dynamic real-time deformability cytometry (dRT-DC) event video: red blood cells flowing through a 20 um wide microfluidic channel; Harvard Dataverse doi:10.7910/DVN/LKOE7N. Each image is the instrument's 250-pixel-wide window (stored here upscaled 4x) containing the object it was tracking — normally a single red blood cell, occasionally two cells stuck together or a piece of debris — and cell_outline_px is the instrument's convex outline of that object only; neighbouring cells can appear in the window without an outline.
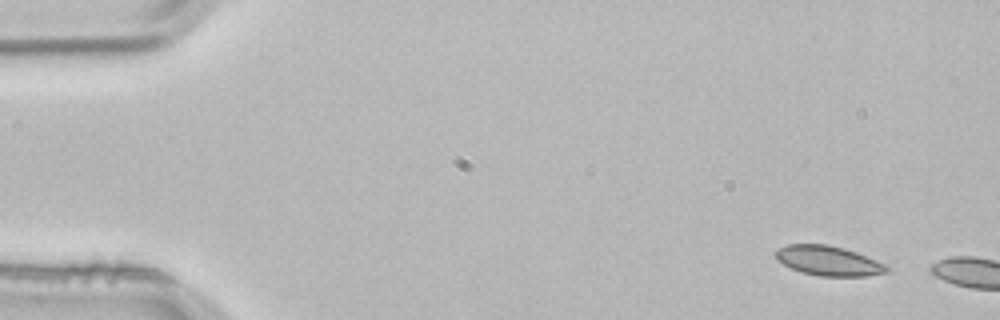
{"species": "common noctule bat (a hibernating species)", "species_latin": "Nyctalus noctula", "temperature_condition": "room temperature", "stored_images_in_passage": 2, "camera_frame_rate_fps": 3000, "um_per_image_px": 0.085, "animal": {"sex": "male", "body_mass_g": 21.5, "forearm_length_mm": 52.0}, "frame": {"image": 1, "passage_image": 1, "time_ms": 0.0, "image_size_px": [1000, 320], "cell_outline_px": [[888, 272], [868, 276], [820, 276], [800, 272], [776, 260], [776, 252], [780, 248], [788, 244], [828, 244], [844, 248], [856, 252], [876, 260], [884, 264], [888, 268]], "centroid_in_image_um": [70.42, 22.17], "position_along_channel_um": 14.6, "area_um2": 19.13}}